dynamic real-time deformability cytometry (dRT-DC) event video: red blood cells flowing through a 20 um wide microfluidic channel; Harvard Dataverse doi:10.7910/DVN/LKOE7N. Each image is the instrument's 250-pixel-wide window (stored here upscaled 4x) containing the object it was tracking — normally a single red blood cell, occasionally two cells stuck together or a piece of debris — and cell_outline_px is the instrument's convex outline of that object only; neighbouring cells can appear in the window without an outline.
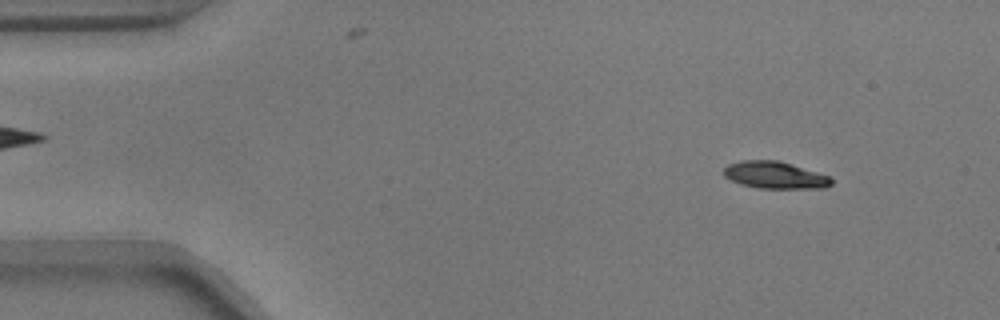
{"species": "common noctule bat (a hibernating species)", "species_latin": "Nyctalus noctula", "temperature_condition": "warm", "stored_images_in_passage": 53, "camera_frame_rate_fps": 3000, "um_per_image_px": 0.085, "animal": {"sex": "male", "body_mass_g": 17.9}, "frame": {"image": 1, "passage_image": 5, "time_ms": 1.333, "image_size_px": [1000, 320], "cell_outline_px": [[832, 184], [824, 188], [760, 188], [740, 184], [724, 176], [724, 168], [728, 164], [740, 160], [780, 160], [832, 176]], "centroid_in_image_um": [65.9, 14.87], "position_along_channel_um": 19.1, "area_um2": 17.17}}
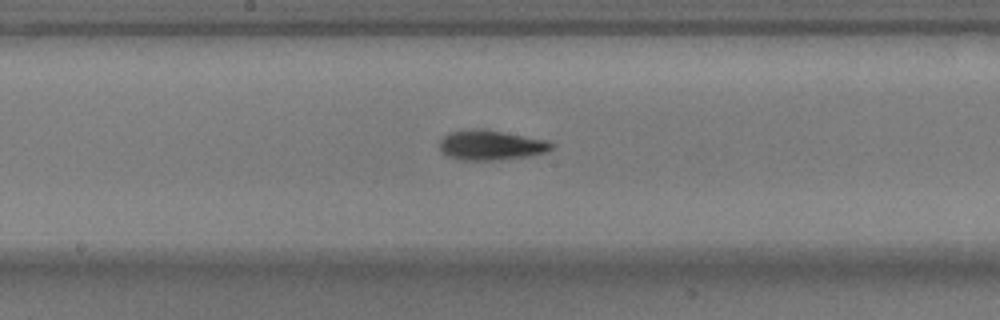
{"frame": {"image": 2, "passage_image": 27, "time_ms": 8.667, "image_size_px": [1000, 320], "cell_outline_px": [[552, 148], [544, 152], [528, 156], [488, 160], [460, 160], [448, 156], [440, 152], [440, 140], [448, 132], [472, 128], [484, 128], [548, 140], [552, 144]], "centroid_in_image_um": [41.67, 12.31], "position_along_channel_um": 206.5, "area_um2": 19.54}}
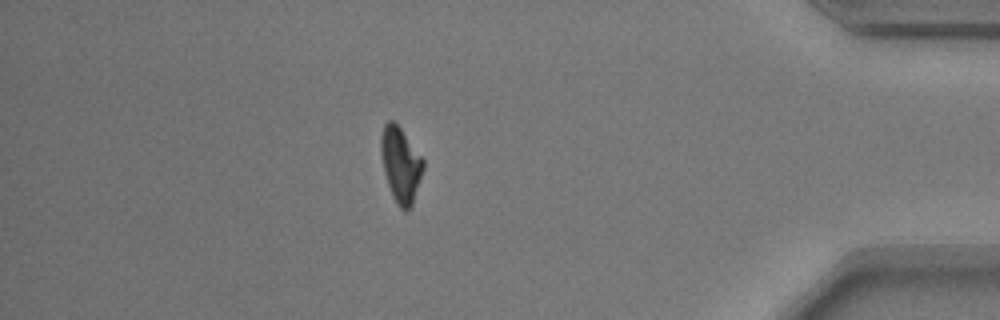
{"frame": {"image": 3, "passage_image": 46, "time_ms": 15.0, "image_size_px": [1000, 320], "cell_outline_px": [[424, 168], [412, 204], [404, 212], [400, 208], [388, 184], [384, 172], [380, 152], [380, 136], [384, 124], [388, 120], [392, 120], [400, 128], [424, 160]], "centroid_in_image_um": [34.04, 13.96], "position_along_channel_um": 401.2, "area_um2": 18.15}, "authors_computed_cell_mechanics": {"area_um2": 18.0914, "velocity_mm_per_s": 3.7344, "shape_relaxation_time_tau1_ms": 4.0102, "shape_relaxation_time_tau2_ms": 6.2981, "deformation_change_tau1": 0.1668, "deformation_change_tau2": 0.1345}}